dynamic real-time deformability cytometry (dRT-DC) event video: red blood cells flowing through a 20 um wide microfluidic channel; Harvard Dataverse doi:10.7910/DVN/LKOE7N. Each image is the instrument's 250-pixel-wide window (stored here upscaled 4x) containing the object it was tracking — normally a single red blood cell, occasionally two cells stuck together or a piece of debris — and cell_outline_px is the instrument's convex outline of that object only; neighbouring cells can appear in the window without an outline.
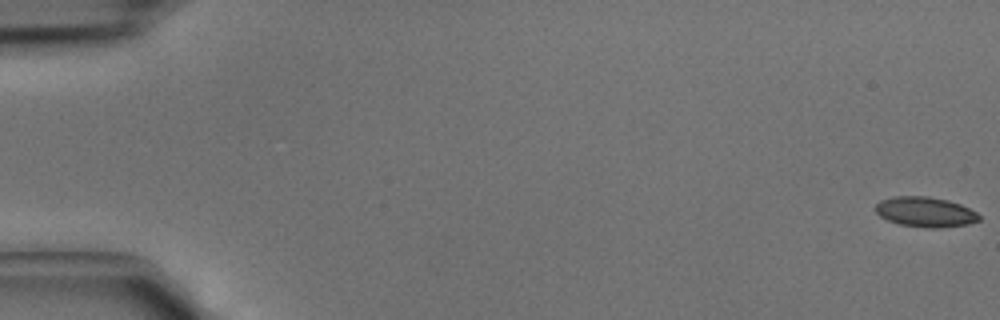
{"species": "common noctule bat (a hibernating species)", "species_latin": "Nyctalus noctula", "temperature_condition": "cold", "stored_images_in_passage": 44, "camera_frame_rate_fps": 3000, "um_per_image_px": 0.085, "animal": {"sex": "male", "body_mass_g": 15.6}, "frame": {"image": 1, "passage_image": 1, "time_ms": 0.0, "image_size_px": [1000, 320], "cell_outline_px": [[980, 220], [968, 224], [936, 228], [924, 228], [900, 224], [888, 220], [880, 216], [876, 212], [876, 204], [880, 200], [892, 196], [928, 196], [948, 200], [960, 204], [976, 212], [980, 216]], "centroid_in_image_um": [78.64, 18.01], "position_along_channel_um": 6.4, "area_um2": 18.15}}
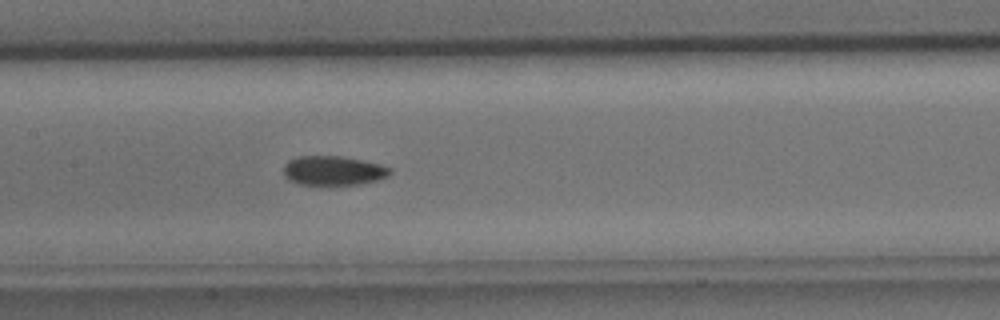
{"frame": {"image": 2, "passage_image": 22, "time_ms": 7.0, "image_size_px": [1000, 320], "cell_outline_px": [[392, 172], [388, 176], [380, 180], [360, 184], [300, 184], [288, 180], [284, 176], [284, 164], [288, 160], [296, 156], [340, 156], [380, 164], [392, 168]], "centroid_in_image_um": [28.33, 14.5], "position_along_channel_um": 179.1, "area_um2": 18.26}}
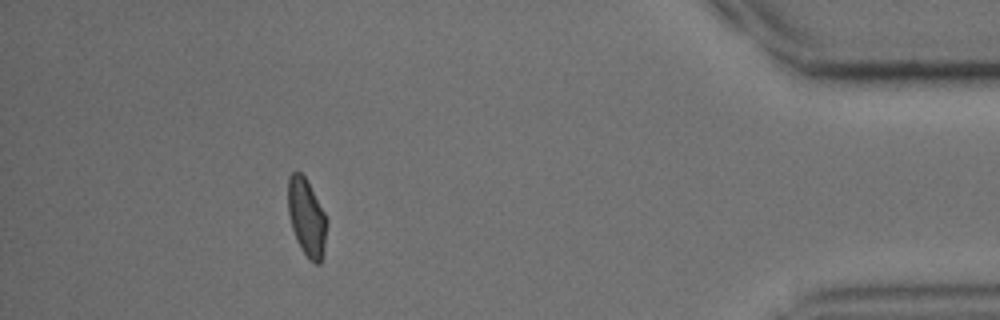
{"frame": {"image": 3, "passage_image": 40, "time_ms": 13.0, "image_size_px": [1000, 320], "cell_outline_px": [[328, 224], [324, 252], [320, 264], [316, 264], [300, 248], [296, 240], [292, 228], [288, 212], [288, 176], [296, 168], [304, 176], [324, 212], [328, 220]], "centroid_in_image_um": [26.07, 18.47], "position_along_channel_um": 409.1, "area_um2": 17.57}}